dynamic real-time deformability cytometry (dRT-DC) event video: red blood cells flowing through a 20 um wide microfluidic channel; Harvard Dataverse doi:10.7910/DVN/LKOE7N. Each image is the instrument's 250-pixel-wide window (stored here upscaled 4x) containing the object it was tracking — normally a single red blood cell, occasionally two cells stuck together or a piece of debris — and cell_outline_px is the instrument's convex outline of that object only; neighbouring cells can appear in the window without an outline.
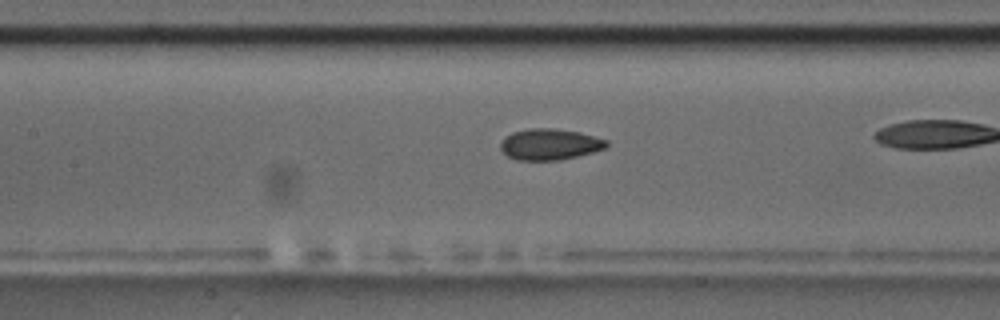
{"species": "common noctule bat (a hibernating species)", "species_latin": "Nyctalus noctula", "temperature_condition": "room temperature", "stored_images_in_passage": 42, "camera_frame_rate_fps": 3000, "um_per_image_px": 0.085, "animal": {"sex": "male", "body_mass_g": 17.5, "forearm_length_mm": 52.3}, "frame": {"image": 1, "passage_image": 24, "time_ms": 7.667, "image_size_px": [1000, 320], "cell_outline_px": [[608, 144], [604, 148], [592, 152], [560, 160], [516, 160], [508, 156], [500, 148], [500, 144], [504, 136], [512, 132], [528, 128], [552, 128], [580, 132], [608, 140]], "centroid_in_image_um": [46.7, 12.26], "position_along_channel_um": 160.7, "area_um2": 19.25}}